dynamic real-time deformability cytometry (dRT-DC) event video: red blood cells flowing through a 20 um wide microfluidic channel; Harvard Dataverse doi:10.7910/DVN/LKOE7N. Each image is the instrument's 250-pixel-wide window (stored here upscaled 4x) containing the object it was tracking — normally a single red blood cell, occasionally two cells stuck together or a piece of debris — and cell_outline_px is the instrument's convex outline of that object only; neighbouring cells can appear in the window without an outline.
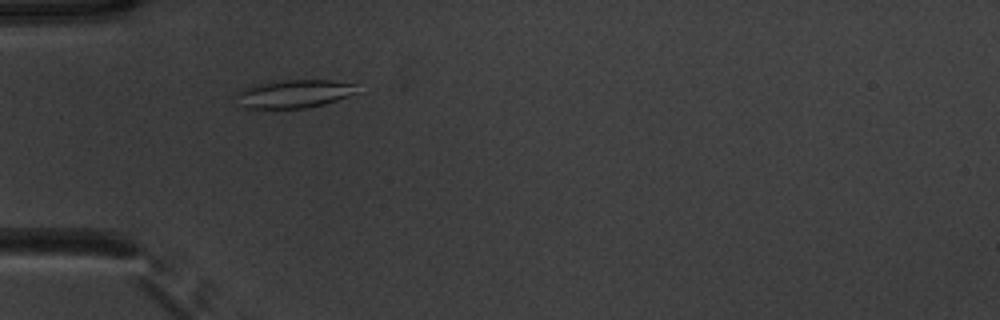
{"species": "common noctule bat (a hibernating species)", "species_latin": "Nyctalus noctula", "temperature_condition": "warm", "stored_images_in_passage": 4, "camera_frame_rate_fps": 3000, "um_per_image_px": 0.085, "animal": {"sex": "male", "body_mass_g": 20.1, "forearm_length_mm": 53.5}, "frame": {"image": 1, "passage_image": 2, "time_ms": 0.333, "image_size_px": [1000, 320], "cell_outline_px": [[360, 92], [324, 104], [304, 108], [236, 108], [232, 96], [240, 88], [252, 84], [284, 80], [328, 80], [356, 84]], "centroid_in_image_um": [24.85, 7.98], "position_along_channel_um": 60.2, "area_um2": 20.52}}